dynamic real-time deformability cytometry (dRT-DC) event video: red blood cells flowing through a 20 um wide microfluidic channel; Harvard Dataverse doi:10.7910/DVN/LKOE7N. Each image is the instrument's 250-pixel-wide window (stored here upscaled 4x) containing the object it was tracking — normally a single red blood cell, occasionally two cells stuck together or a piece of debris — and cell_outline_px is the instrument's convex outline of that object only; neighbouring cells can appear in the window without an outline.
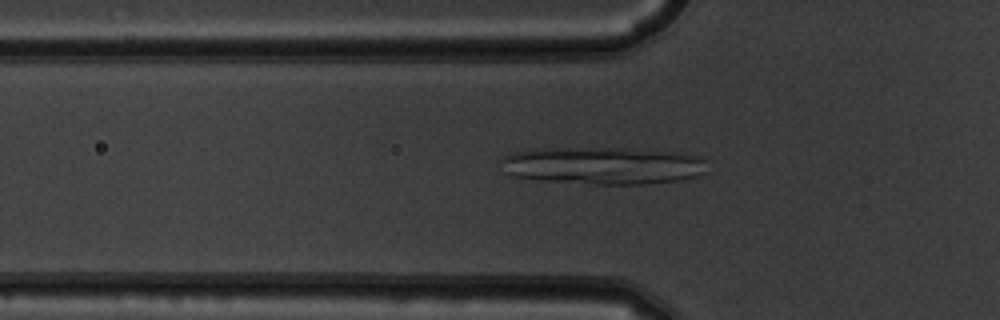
{"species": "common noctule bat (a hibernating species)", "species_latin": "Nyctalus noctula", "temperature_condition": "warm", "stored_images_in_passage": 43, "camera_frame_rate_fps": 3000, "um_per_image_px": 0.085, "animal": {"sex": "male", "body_mass_g": 19.5, "forearm_length_mm": 54.6}, "frame": {"image": 1, "passage_image": 9, "time_ms": 2.667, "image_size_px": [1000, 320], "cell_outline_px": [[704, 172], [696, 176], [680, 180], [648, 184], [596, 184], [548, 180], [516, 176], [508, 172], [500, 160], [504, 156], [516, 152], [540, 148], [624, 148], [680, 152], [704, 156]], "centroid_in_image_um": [51.35, 14.06], "position_along_channel_um": 74.5, "area_um2": 44.62}}
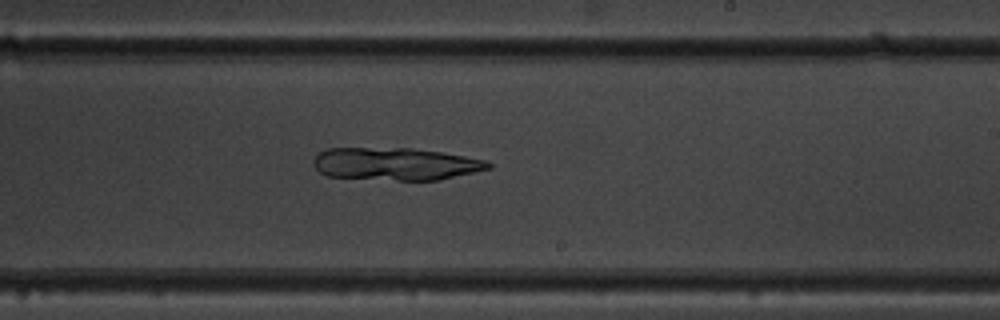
{"frame": {"image": 2, "passage_image": 23, "time_ms": 7.333, "image_size_px": [1000, 320], "cell_outline_px": [[492, 168], [440, 180], [396, 180], [328, 176], [320, 172], [312, 164], [312, 160], [320, 152], [328, 148], [412, 148], [440, 152], [464, 156], [484, 160], [492, 164]], "centroid_in_image_um": [33.61, 13.93], "position_along_channel_um": 255.4, "area_um2": 33.06}}
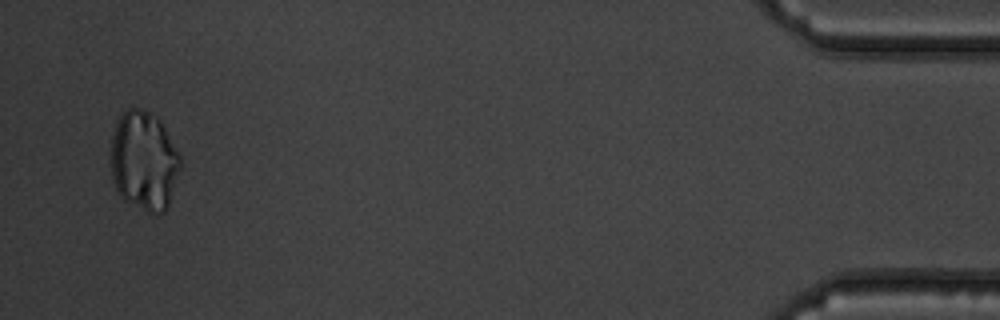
{"frame": {"image": 3, "passage_image": 42, "time_ms": 13.667, "image_size_px": [1000, 320], "cell_outline_px": [[180, 168], [168, 204], [164, 212], [156, 216], [152, 216], [124, 200], [120, 196], [116, 188], [112, 176], [112, 136], [116, 124], [120, 116], [128, 108], [140, 108], [156, 116], [160, 120], [180, 156]], "centroid_in_image_um": [12.24, 13.71], "position_along_channel_um": 423.0, "area_um2": 40.0}}